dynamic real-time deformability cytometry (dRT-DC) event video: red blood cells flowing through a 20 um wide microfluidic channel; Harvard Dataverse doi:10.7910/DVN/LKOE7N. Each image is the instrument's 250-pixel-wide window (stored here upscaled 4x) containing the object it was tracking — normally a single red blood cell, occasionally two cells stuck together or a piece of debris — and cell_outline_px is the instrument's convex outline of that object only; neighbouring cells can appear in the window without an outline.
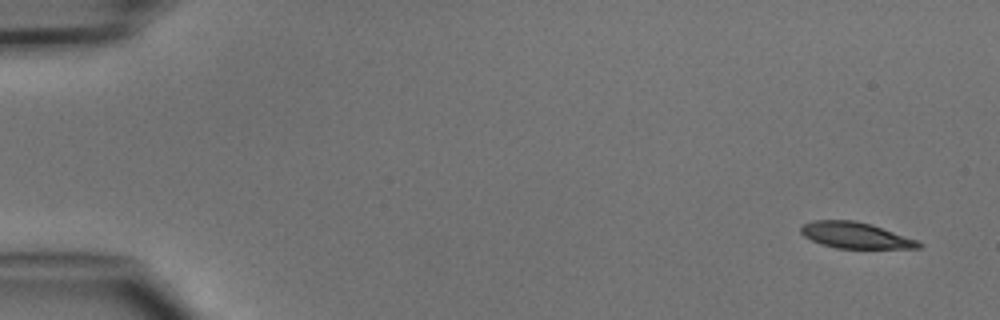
{"species": "common noctule bat (a hibernating species)", "species_latin": "Nyctalus noctula", "temperature_condition": "cold", "stored_images_in_passage": 6, "camera_frame_rate_fps": 3000, "um_per_image_px": 0.085, "animal": {"sex": "male", "body_mass_g": 15.6}, "frame": {"image": 1, "passage_image": 1, "time_ms": 0.0, "image_size_px": [1000, 320], "cell_outline_px": [[924, 244], [920, 248], [836, 248], [820, 244], [804, 236], [800, 232], [800, 224], [812, 220], [856, 220], [872, 224], [916, 240]], "centroid_in_image_um": [72.66, 19.99], "position_along_channel_um": 12.3, "area_um2": 17.98}}
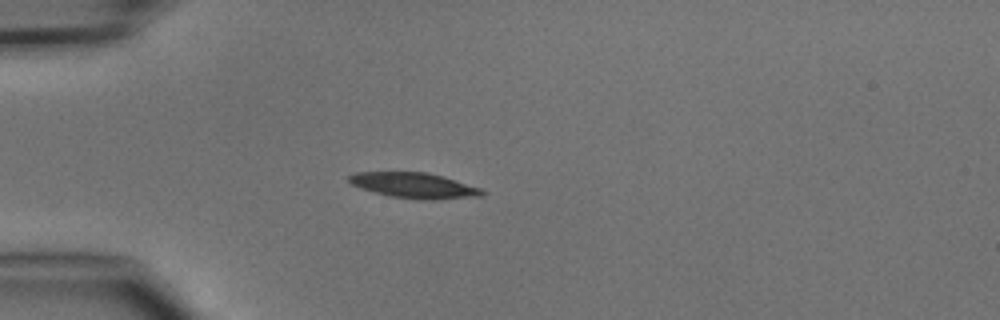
{"frame": {"image": 2, "passage_image": 4, "time_ms": 3.667, "image_size_px": [1000, 320], "cell_outline_px": [[484, 192], [480, 196], [432, 200], [416, 200], [392, 196], [360, 188], [352, 184], [348, 180], [348, 176], [356, 172], [428, 172], [444, 176], [480, 188]], "centroid_in_image_um": [35.19, 15.76], "position_along_channel_um": 49.8, "area_um2": 19.65}}